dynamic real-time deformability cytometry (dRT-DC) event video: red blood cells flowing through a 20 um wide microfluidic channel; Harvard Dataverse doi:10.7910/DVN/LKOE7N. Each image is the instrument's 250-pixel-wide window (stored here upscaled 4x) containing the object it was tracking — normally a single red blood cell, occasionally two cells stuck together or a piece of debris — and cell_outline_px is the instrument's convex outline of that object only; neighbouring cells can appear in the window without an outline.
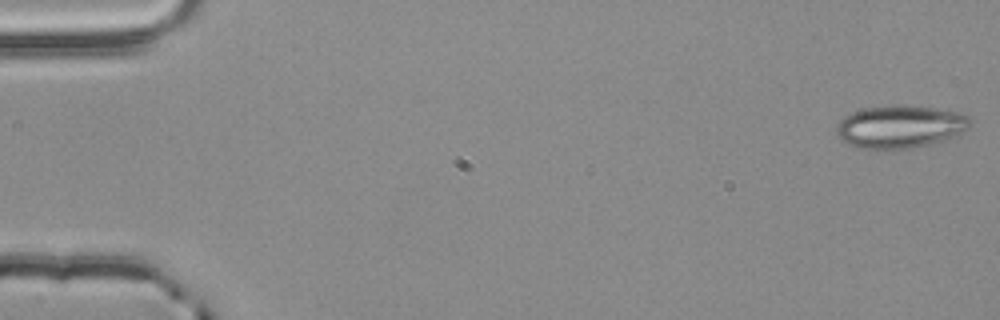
{"species": "common noctule bat (a hibernating species)", "species_latin": "Nyctalus noctula", "temperature_condition": "room temperature", "stored_images_in_passage": 5, "camera_frame_rate_fps": 3000, "um_per_image_px": 0.085, "animal": {"sex": "male", "body_mass_g": 20.4}, "frame": {"image": 1, "passage_image": 1, "time_ms": 0.0, "image_size_px": [1000, 320], "cell_outline_px": [[972, 124], [964, 132], [956, 136], [928, 144], [904, 148], [860, 148], [848, 144], [840, 140], [836, 136], [836, 128], [840, 120], [844, 116], [852, 112], [868, 108], [904, 104], [908, 104], [936, 108], [960, 112], [968, 116]], "centroid_in_image_um": [76.52, 10.75], "position_along_channel_um": 8.5, "area_um2": 33.23}}